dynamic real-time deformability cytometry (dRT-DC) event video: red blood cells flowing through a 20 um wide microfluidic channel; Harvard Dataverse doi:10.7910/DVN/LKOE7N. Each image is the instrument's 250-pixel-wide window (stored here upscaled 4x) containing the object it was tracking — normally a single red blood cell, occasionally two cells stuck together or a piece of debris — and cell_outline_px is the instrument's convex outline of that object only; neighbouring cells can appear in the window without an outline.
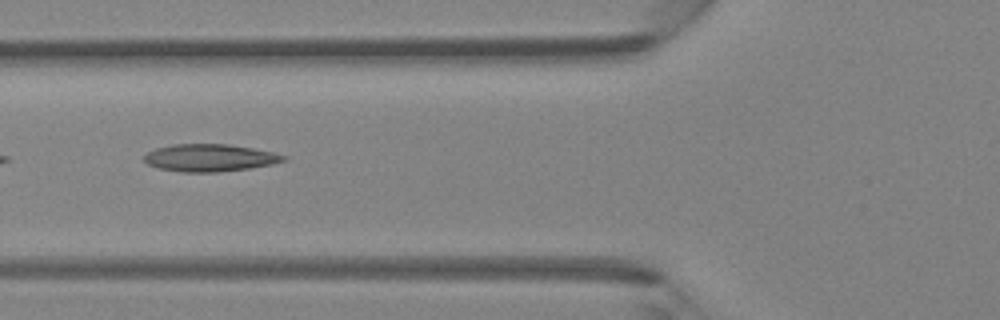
{"species": "Egyptian fruit bat (a non-hibernating species)", "species_latin": "Rousettus aegyptiacus", "temperature_condition": "room temperature", "stored_images_in_passage": 4, "camera_frame_rate_fps": 3000, "um_per_image_px": 0.085, "animal": {"sex": "female"}, "frame": {"image": 1, "passage_image": 4, "time_ms": 3.333, "image_size_px": [1000, 320], "cell_outline_px": [[288, 160], [272, 164], [248, 168], [220, 172], [180, 172], [160, 168], [148, 164], [144, 160], [144, 156], [148, 152], [156, 148], [172, 144], [228, 144], [252, 148], [272, 152], [288, 156]], "centroid_in_image_um": [17.85, 13.41], "position_along_channel_um": 108.0, "area_um2": 22.2}}